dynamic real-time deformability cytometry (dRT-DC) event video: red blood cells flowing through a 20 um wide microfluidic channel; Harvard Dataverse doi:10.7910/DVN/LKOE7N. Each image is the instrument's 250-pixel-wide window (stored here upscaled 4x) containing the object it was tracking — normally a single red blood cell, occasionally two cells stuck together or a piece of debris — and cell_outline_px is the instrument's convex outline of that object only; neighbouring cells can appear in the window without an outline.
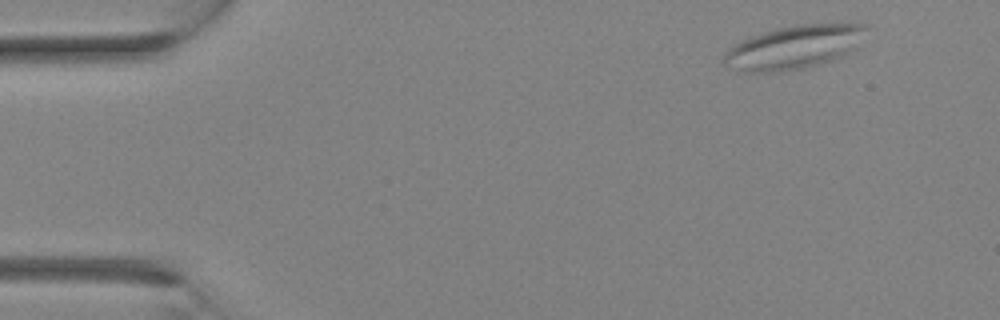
{"species": "Egyptian fruit bat (a non-hibernating species)", "species_latin": "Rousettus aegyptiacus", "temperature_condition": "room temperature", "stored_images_in_passage": 3, "camera_frame_rate_fps": 3000, "um_per_image_px": 0.085, "animal": {"sex": "female"}, "frame": {"image": 1, "passage_image": 3, "time_ms": 2.333, "image_size_px": [1000, 320], "cell_outline_px": [[864, 28], [848, 52], [840, 56], [804, 68], [780, 72], [748, 72], [724, 64], [724, 56], [736, 44], [752, 36], [776, 28], [800, 24], [864, 24]], "centroid_in_image_um": [67.4, 4.02], "position_along_channel_um": 17.6, "area_um2": 34.33}}